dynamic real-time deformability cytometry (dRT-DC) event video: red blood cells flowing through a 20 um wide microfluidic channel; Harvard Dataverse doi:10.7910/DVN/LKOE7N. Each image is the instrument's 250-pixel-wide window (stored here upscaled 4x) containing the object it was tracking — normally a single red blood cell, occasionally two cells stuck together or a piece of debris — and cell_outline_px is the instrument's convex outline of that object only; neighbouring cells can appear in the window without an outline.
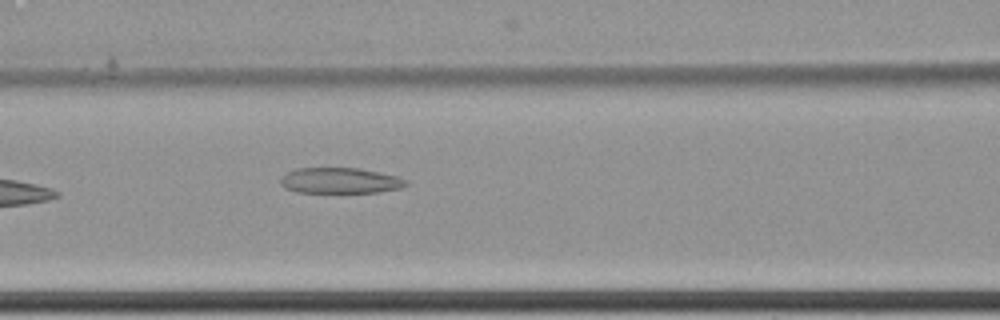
{"species": "common noctule bat (a hibernating species)", "species_latin": "Nyctalus noctula", "temperature_condition": "cold", "stored_images_in_passage": 8, "camera_frame_rate_fps": 3000, "um_per_image_px": 0.085, "animal": {"sex": "female", "body_mass_g": 22.7, "forearm_length_mm": 54.2}, "frame": {"image": 1, "passage_image": 8, "time_ms": 2.333, "image_size_px": [1000, 320], "cell_outline_px": [[408, 184], [400, 188], [376, 192], [296, 192], [284, 188], [280, 184], [280, 180], [288, 172], [296, 168], [356, 168], [396, 176], [408, 180]], "centroid_in_image_um": [28.88, 15.35], "position_along_channel_um": 137.7, "area_um2": 18.55}}